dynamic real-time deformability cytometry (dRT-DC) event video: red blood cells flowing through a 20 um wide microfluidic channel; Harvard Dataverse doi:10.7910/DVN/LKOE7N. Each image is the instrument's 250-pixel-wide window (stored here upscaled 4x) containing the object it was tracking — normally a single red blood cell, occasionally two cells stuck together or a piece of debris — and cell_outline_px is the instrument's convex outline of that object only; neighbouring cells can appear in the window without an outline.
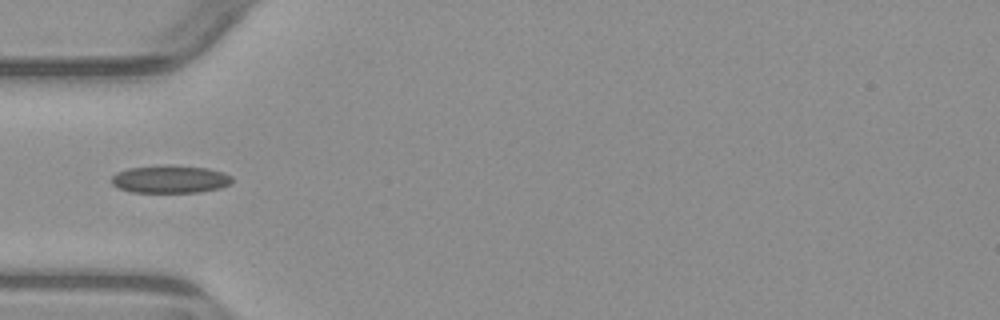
{"species": "common noctule bat (a hibernating species)", "species_latin": "Nyctalus noctula", "temperature_condition": "warm", "stored_images_in_passage": 3, "camera_frame_rate_fps": 3000, "um_per_image_px": 0.085, "animal": {"sex": "male", "body_mass_g": 23.1, "forearm_length_mm": 52.7}, "frame": {"image": 1, "passage_image": 3, "time_ms": 3.333, "image_size_px": [1000, 320], "cell_outline_px": [[232, 180], [228, 184], [220, 188], [200, 192], [132, 192], [120, 188], [112, 184], [112, 176], [116, 172], [128, 168], [208, 168], [224, 172], [232, 176]], "centroid_in_image_um": [14.48, 15.28], "position_along_channel_um": 70.5, "area_um2": 18.44}}